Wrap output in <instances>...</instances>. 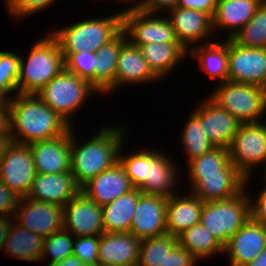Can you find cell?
Listing matches in <instances>:
<instances>
[{
    "mask_svg": "<svg viewBox=\"0 0 266 266\" xmlns=\"http://www.w3.org/2000/svg\"><path fill=\"white\" fill-rule=\"evenodd\" d=\"M55 2L56 0H4L7 11L12 16V19L14 18L17 22L36 14V12L45 10Z\"/></svg>",
    "mask_w": 266,
    "mask_h": 266,
    "instance_id": "cell-41",
    "label": "cell"
},
{
    "mask_svg": "<svg viewBox=\"0 0 266 266\" xmlns=\"http://www.w3.org/2000/svg\"><path fill=\"white\" fill-rule=\"evenodd\" d=\"M178 0H141L139 9L153 14H167L177 6Z\"/></svg>",
    "mask_w": 266,
    "mask_h": 266,
    "instance_id": "cell-46",
    "label": "cell"
},
{
    "mask_svg": "<svg viewBox=\"0 0 266 266\" xmlns=\"http://www.w3.org/2000/svg\"><path fill=\"white\" fill-rule=\"evenodd\" d=\"M103 126L82 144L76 139V130L71 127L70 171L80 187L118 162L120 147L127 139L125 125Z\"/></svg>",
    "mask_w": 266,
    "mask_h": 266,
    "instance_id": "cell-2",
    "label": "cell"
},
{
    "mask_svg": "<svg viewBox=\"0 0 266 266\" xmlns=\"http://www.w3.org/2000/svg\"><path fill=\"white\" fill-rule=\"evenodd\" d=\"M122 30V11L106 17L83 19L66 27L51 30L58 41L64 59L71 53L99 48L111 41Z\"/></svg>",
    "mask_w": 266,
    "mask_h": 266,
    "instance_id": "cell-4",
    "label": "cell"
},
{
    "mask_svg": "<svg viewBox=\"0 0 266 266\" xmlns=\"http://www.w3.org/2000/svg\"><path fill=\"white\" fill-rule=\"evenodd\" d=\"M266 247V226L250 218L226 243L224 254L230 266H245Z\"/></svg>",
    "mask_w": 266,
    "mask_h": 266,
    "instance_id": "cell-19",
    "label": "cell"
},
{
    "mask_svg": "<svg viewBox=\"0 0 266 266\" xmlns=\"http://www.w3.org/2000/svg\"><path fill=\"white\" fill-rule=\"evenodd\" d=\"M139 49L160 80L166 79L188 56V51L180 43H148L140 45Z\"/></svg>",
    "mask_w": 266,
    "mask_h": 266,
    "instance_id": "cell-29",
    "label": "cell"
},
{
    "mask_svg": "<svg viewBox=\"0 0 266 266\" xmlns=\"http://www.w3.org/2000/svg\"><path fill=\"white\" fill-rule=\"evenodd\" d=\"M122 30L127 40L138 47L148 43H179L166 14L164 17L139 8L123 9Z\"/></svg>",
    "mask_w": 266,
    "mask_h": 266,
    "instance_id": "cell-9",
    "label": "cell"
},
{
    "mask_svg": "<svg viewBox=\"0 0 266 266\" xmlns=\"http://www.w3.org/2000/svg\"><path fill=\"white\" fill-rule=\"evenodd\" d=\"M250 200V215L251 218L260 223L263 226H266V187L259 190L258 195L255 197H251L250 193H248Z\"/></svg>",
    "mask_w": 266,
    "mask_h": 266,
    "instance_id": "cell-45",
    "label": "cell"
},
{
    "mask_svg": "<svg viewBox=\"0 0 266 266\" xmlns=\"http://www.w3.org/2000/svg\"><path fill=\"white\" fill-rule=\"evenodd\" d=\"M245 266H266V247L254 260Z\"/></svg>",
    "mask_w": 266,
    "mask_h": 266,
    "instance_id": "cell-51",
    "label": "cell"
},
{
    "mask_svg": "<svg viewBox=\"0 0 266 266\" xmlns=\"http://www.w3.org/2000/svg\"><path fill=\"white\" fill-rule=\"evenodd\" d=\"M218 0H178L177 6L203 11L213 16Z\"/></svg>",
    "mask_w": 266,
    "mask_h": 266,
    "instance_id": "cell-47",
    "label": "cell"
},
{
    "mask_svg": "<svg viewBox=\"0 0 266 266\" xmlns=\"http://www.w3.org/2000/svg\"><path fill=\"white\" fill-rule=\"evenodd\" d=\"M44 237L21 227L13 220L4 242L6 255L24 261L40 262L43 254Z\"/></svg>",
    "mask_w": 266,
    "mask_h": 266,
    "instance_id": "cell-31",
    "label": "cell"
},
{
    "mask_svg": "<svg viewBox=\"0 0 266 266\" xmlns=\"http://www.w3.org/2000/svg\"><path fill=\"white\" fill-rule=\"evenodd\" d=\"M127 37L121 30L111 41L96 52L94 88L102 95L115 93V75L121 46Z\"/></svg>",
    "mask_w": 266,
    "mask_h": 266,
    "instance_id": "cell-27",
    "label": "cell"
},
{
    "mask_svg": "<svg viewBox=\"0 0 266 266\" xmlns=\"http://www.w3.org/2000/svg\"><path fill=\"white\" fill-rule=\"evenodd\" d=\"M189 194L172 195L167 202L166 231L177 237L183 231L200 223L204 202L187 191ZM184 195V196H183Z\"/></svg>",
    "mask_w": 266,
    "mask_h": 266,
    "instance_id": "cell-26",
    "label": "cell"
},
{
    "mask_svg": "<svg viewBox=\"0 0 266 266\" xmlns=\"http://www.w3.org/2000/svg\"><path fill=\"white\" fill-rule=\"evenodd\" d=\"M167 14L166 16L172 23L178 42L187 51L191 49L192 45L196 46V44L201 45L210 42L212 34L215 35L212 16L208 13L176 6Z\"/></svg>",
    "mask_w": 266,
    "mask_h": 266,
    "instance_id": "cell-16",
    "label": "cell"
},
{
    "mask_svg": "<svg viewBox=\"0 0 266 266\" xmlns=\"http://www.w3.org/2000/svg\"><path fill=\"white\" fill-rule=\"evenodd\" d=\"M184 128H181L180 141L186 152L187 164L212 151L215 145L205 135L200 119L191 111Z\"/></svg>",
    "mask_w": 266,
    "mask_h": 266,
    "instance_id": "cell-33",
    "label": "cell"
},
{
    "mask_svg": "<svg viewBox=\"0 0 266 266\" xmlns=\"http://www.w3.org/2000/svg\"><path fill=\"white\" fill-rule=\"evenodd\" d=\"M192 112L200 119L205 135L215 147L228 149L242 123L209 96Z\"/></svg>",
    "mask_w": 266,
    "mask_h": 266,
    "instance_id": "cell-14",
    "label": "cell"
},
{
    "mask_svg": "<svg viewBox=\"0 0 266 266\" xmlns=\"http://www.w3.org/2000/svg\"><path fill=\"white\" fill-rule=\"evenodd\" d=\"M29 145L6 142L0 155V178L19 196L26 197L36 176Z\"/></svg>",
    "mask_w": 266,
    "mask_h": 266,
    "instance_id": "cell-10",
    "label": "cell"
},
{
    "mask_svg": "<svg viewBox=\"0 0 266 266\" xmlns=\"http://www.w3.org/2000/svg\"><path fill=\"white\" fill-rule=\"evenodd\" d=\"M47 266H65L63 261L55 262V263H48Z\"/></svg>",
    "mask_w": 266,
    "mask_h": 266,
    "instance_id": "cell-53",
    "label": "cell"
},
{
    "mask_svg": "<svg viewBox=\"0 0 266 266\" xmlns=\"http://www.w3.org/2000/svg\"><path fill=\"white\" fill-rule=\"evenodd\" d=\"M19 67L20 55L15 51H0V98L4 101H10L13 95L18 94Z\"/></svg>",
    "mask_w": 266,
    "mask_h": 266,
    "instance_id": "cell-38",
    "label": "cell"
},
{
    "mask_svg": "<svg viewBox=\"0 0 266 266\" xmlns=\"http://www.w3.org/2000/svg\"><path fill=\"white\" fill-rule=\"evenodd\" d=\"M24 59L20 56L18 94H36L65 69L59 43L50 33L36 40Z\"/></svg>",
    "mask_w": 266,
    "mask_h": 266,
    "instance_id": "cell-3",
    "label": "cell"
},
{
    "mask_svg": "<svg viewBox=\"0 0 266 266\" xmlns=\"http://www.w3.org/2000/svg\"><path fill=\"white\" fill-rule=\"evenodd\" d=\"M132 189L134 186L119 161L81 187V191L101 207Z\"/></svg>",
    "mask_w": 266,
    "mask_h": 266,
    "instance_id": "cell-21",
    "label": "cell"
},
{
    "mask_svg": "<svg viewBox=\"0 0 266 266\" xmlns=\"http://www.w3.org/2000/svg\"><path fill=\"white\" fill-rule=\"evenodd\" d=\"M263 174L264 173H266V165H265V171L264 172H262ZM265 178H266V174H265V176H264ZM264 181H266V179L264 180ZM265 187H266V183H265Z\"/></svg>",
    "mask_w": 266,
    "mask_h": 266,
    "instance_id": "cell-56",
    "label": "cell"
},
{
    "mask_svg": "<svg viewBox=\"0 0 266 266\" xmlns=\"http://www.w3.org/2000/svg\"><path fill=\"white\" fill-rule=\"evenodd\" d=\"M188 56L198 59L202 72L216 81V85L228 80V39L221 44L210 41L201 45L192 46Z\"/></svg>",
    "mask_w": 266,
    "mask_h": 266,
    "instance_id": "cell-28",
    "label": "cell"
},
{
    "mask_svg": "<svg viewBox=\"0 0 266 266\" xmlns=\"http://www.w3.org/2000/svg\"><path fill=\"white\" fill-rule=\"evenodd\" d=\"M190 192L203 202L227 200L245 189L247 178L241 172L188 174Z\"/></svg>",
    "mask_w": 266,
    "mask_h": 266,
    "instance_id": "cell-15",
    "label": "cell"
},
{
    "mask_svg": "<svg viewBox=\"0 0 266 266\" xmlns=\"http://www.w3.org/2000/svg\"><path fill=\"white\" fill-rule=\"evenodd\" d=\"M234 166L248 179L253 178L254 168L266 165L265 121L241 124L228 148Z\"/></svg>",
    "mask_w": 266,
    "mask_h": 266,
    "instance_id": "cell-8",
    "label": "cell"
},
{
    "mask_svg": "<svg viewBox=\"0 0 266 266\" xmlns=\"http://www.w3.org/2000/svg\"><path fill=\"white\" fill-rule=\"evenodd\" d=\"M10 141L29 145L64 135L72 126L36 94H16L9 101Z\"/></svg>",
    "mask_w": 266,
    "mask_h": 266,
    "instance_id": "cell-1",
    "label": "cell"
},
{
    "mask_svg": "<svg viewBox=\"0 0 266 266\" xmlns=\"http://www.w3.org/2000/svg\"><path fill=\"white\" fill-rule=\"evenodd\" d=\"M4 145H5V142L2 139H0V155L2 153V149Z\"/></svg>",
    "mask_w": 266,
    "mask_h": 266,
    "instance_id": "cell-54",
    "label": "cell"
},
{
    "mask_svg": "<svg viewBox=\"0 0 266 266\" xmlns=\"http://www.w3.org/2000/svg\"><path fill=\"white\" fill-rule=\"evenodd\" d=\"M141 194L140 189L134 188L113 202L102 206L104 232L128 233L130 231Z\"/></svg>",
    "mask_w": 266,
    "mask_h": 266,
    "instance_id": "cell-30",
    "label": "cell"
},
{
    "mask_svg": "<svg viewBox=\"0 0 266 266\" xmlns=\"http://www.w3.org/2000/svg\"><path fill=\"white\" fill-rule=\"evenodd\" d=\"M160 79L150 69L138 46L128 40L121 46L115 75V91L123 86L145 84Z\"/></svg>",
    "mask_w": 266,
    "mask_h": 266,
    "instance_id": "cell-24",
    "label": "cell"
},
{
    "mask_svg": "<svg viewBox=\"0 0 266 266\" xmlns=\"http://www.w3.org/2000/svg\"><path fill=\"white\" fill-rule=\"evenodd\" d=\"M14 221L45 238L63 229V207L23 197Z\"/></svg>",
    "mask_w": 266,
    "mask_h": 266,
    "instance_id": "cell-13",
    "label": "cell"
},
{
    "mask_svg": "<svg viewBox=\"0 0 266 266\" xmlns=\"http://www.w3.org/2000/svg\"><path fill=\"white\" fill-rule=\"evenodd\" d=\"M74 236L64 229L45 237L43 254L40 259H50L49 263H55L64 260L66 257L73 255ZM48 255V256H47ZM51 255V258H49Z\"/></svg>",
    "mask_w": 266,
    "mask_h": 266,
    "instance_id": "cell-39",
    "label": "cell"
},
{
    "mask_svg": "<svg viewBox=\"0 0 266 266\" xmlns=\"http://www.w3.org/2000/svg\"><path fill=\"white\" fill-rule=\"evenodd\" d=\"M228 80L266 89V48L245 47L228 39Z\"/></svg>",
    "mask_w": 266,
    "mask_h": 266,
    "instance_id": "cell-11",
    "label": "cell"
},
{
    "mask_svg": "<svg viewBox=\"0 0 266 266\" xmlns=\"http://www.w3.org/2000/svg\"><path fill=\"white\" fill-rule=\"evenodd\" d=\"M65 266H97V263H80V260L78 257L72 255L69 257H66L64 260H62Z\"/></svg>",
    "mask_w": 266,
    "mask_h": 266,
    "instance_id": "cell-50",
    "label": "cell"
},
{
    "mask_svg": "<svg viewBox=\"0 0 266 266\" xmlns=\"http://www.w3.org/2000/svg\"><path fill=\"white\" fill-rule=\"evenodd\" d=\"M208 95L242 124L263 121L266 114V89L257 85L227 80Z\"/></svg>",
    "mask_w": 266,
    "mask_h": 266,
    "instance_id": "cell-7",
    "label": "cell"
},
{
    "mask_svg": "<svg viewBox=\"0 0 266 266\" xmlns=\"http://www.w3.org/2000/svg\"><path fill=\"white\" fill-rule=\"evenodd\" d=\"M140 242L141 240L130 232H104L100 235L97 263L113 266H137Z\"/></svg>",
    "mask_w": 266,
    "mask_h": 266,
    "instance_id": "cell-23",
    "label": "cell"
},
{
    "mask_svg": "<svg viewBox=\"0 0 266 266\" xmlns=\"http://www.w3.org/2000/svg\"><path fill=\"white\" fill-rule=\"evenodd\" d=\"M96 62V52L84 50L83 52L71 53L65 59V69L76 74L78 77L87 80L94 87Z\"/></svg>",
    "mask_w": 266,
    "mask_h": 266,
    "instance_id": "cell-40",
    "label": "cell"
},
{
    "mask_svg": "<svg viewBox=\"0 0 266 266\" xmlns=\"http://www.w3.org/2000/svg\"><path fill=\"white\" fill-rule=\"evenodd\" d=\"M37 174H61L71 168V128L59 137L29 144Z\"/></svg>",
    "mask_w": 266,
    "mask_h": 266,
    "instance_id": "cell-18",
    "label": "cell"
},
{
    "mask_svg": "<svg viewBox=\"0 0 266 266\" xmlns=\"http://www.w3.org/2000/svg\"><path fill=\"white\" fill-rule=\"evenodd\" d=\"M100 235L75 237L73 255L78 257L80 263H97Z\"/></svg>",
    "mask_w": 266,
    "mask_h": 266,
    "instance_id": "cell-42",
    "label": "cell"
},
{
    "mask_svg": "<svg viewBox=\"0 0 266 266\" xmlns=\"http://www.w3.org/2000/svg\"><path fill=\"white\" fill-rule=\"evenodd\" d=\"M250 180L251 178L246 180L245 189L237 196L203 204L200 223L223 246L251 218L247 188Z\"/></svg>",
    "mask_w": 266,
    "mask_h": 266,
    "instance_id": "cell-5",
    "label": "cell"
},
{
    "mask_svg": "<svg viewBox=\"0 0 266 266\" xmlns=\"http://www.w3.org/2000/svg\"><path fill=\"white\" fill-rule=\"evenodd\" d=\"M0 139L10 141V106L9 101L0 102Z\"/></svg>",
    "mask_w": 266,
    "mask_h": 266,
    "instance_id": "cell-48",
    "label": "cell"
},
{
    "mask_svg": "<svg viewBox=\"0 0 266 266\" xmlns=\"http://www.w3.org/2000/svg\"><path fill=\"white\" fill-rule=\"evenodd\" d=\"M119 1V3L122 1L123 4H129L131 5L130 7L128 8H138L139 7V4L141 3V0H117V2Z\"/></svg>",
    "mask_w": 266,
    "mask_h": 266,
    "instance_id": "cell-52",
    "label": "cell"
},
{
    "mask_svg": "<svg viewBox=\"0 0 266 266\" xmlns=\"http://www.w3.org/2000/svg\"><path fill=\"white\" fill-rule=\"evenodd\" d=\"M100 94L87 80L66 69L51 79L36 95L72 127L73 115L92 95Z\"/></svg>",
    "mask_w": 266,
    "mask_h": 266,
    "instance_id": "cell-6",
    "label": "cell"
},
{
    "mask_svg": "<svg viewBox=\"0 0 266 266\" xmlns=\"http://www.w3.org/2000/svg\"><path fill=\"white\" fill-rule=\"evenodd\" d=\"M22 197L10 190L0 178V215L14 218Z\"/></svg>",
    "mask_w": 266,
    "mask_h": 266,
    "instance_id": "cell-43",
    "label": "cell"
},
{
    "mask_svg": "<svg viewBox=\"0 0 266 266\" xmlns=\"http://www.w3.org/2000/svg\"><path fill=\"white\" fill-rule=\"evenodd\" d=\"M81 191L71 171L61 174H36L26 198L65 206Z\"/></svg>",
    "mask_w": 266,
    "mask_h": 266,
    "instance_id": "cell-22",
    "label": "cell"
},
{
    "mask_svg": "<svg viewBox=\"0 0 266 266\" xmlns=\"http://www.w3.org/2000/svg\"><path fill=\"white\" fill-rule=\"evenodd\" d=\"M263 0H218L212 16L214 33L227 30L226 39H232L254 16Z\"/></svg>",
    "mask_w": 266,
    "mask_h": 266,
    "instance_id": "cell-25",
    "label": "cell"
},
{
    "mask_svg": "<svg viewBox=\"0 0 266 266\" xmlns=\"http://www.w3.org/2000/svg\"><path fill=\"white\" fill-rule=\"evenodd\" d=\"M187 165L188 174L240 172L231 162L228 149L223 147H216Z\"/></svg>",
    "mask_w": 266,
    "mask_h": 266,
    "instance_id": "cell-36",
    "label": "cell"
},
{
    "mask_svg": "<svg viewBox=\"0 0 266 266\" xmlns=\"http://www.w3.org/2000/svg\"><path fill=\"white\" fill-rule=\"evenodd\" d=\"M14 218L0 215V250H4V242L13 225Z\"/></svg>",
    "mask_w": 266,
    "mask_h": 266,
    "instance_id": "cell-49",
    "label": "cell"
},
{
    "mask_svg": "<svg viewBox=\"0 0 266 266\" xmlns=\"http://www.w3.org/2000/svg\"><path fill=\"white\" fill-rule=\"evenodd\" d=\"M167 202L165 197L142 193L129 232L140 240L167 234Z\"/></svg>",
    "mask_w": 266,
    "mask_h": 266,
    "instance_id": "cell-17",
    "label": "cell"
},
{
    "mask_svg": "<svg viewBox=\"0 0 266 266\" xmlns=\"http://www.w3.org/2000/svg\"><path fill=\"white\" fill-rule=\"evenodd\" d=\"M63 229L74 237L101 235L102 207L80 191L63 206Z\"/></svg>",
    "mask_w": 266,
    "mask_h": 266,
    "instance_id": "cell-12",
    "label": "cell"
},
{
    "mask_svg": "<svg viewBox=\"0 0 266 266\" xmlns=\"http://www.w3.org/2000/svg\"><path fill=\"white\" fill-rule=\"evenodd\" d=\"M197 262L187 249L177 244L168 252L162 266H195Z\"/></svg>",
    "mask_w": 266,
    "mask_h": 266,
    "instance_id": "cell-44",
    "label": "cell"
},
{
    "mask_svg": "<svg viewBox=\"0 0 266 266\" xmlns=\"http://www.w3.org/2000/svg\"><path fill=\"white\" fill-rule=\"evenodd\" d=\"M177 244V237L171 234L141 240L137 266H162L168 252Z\"/></svg>",
    "mask_w": 266,
    "mask_h": 266,
    "instance_id": "cell-34",
    "label": "cell"
},
{
    "mask_svg": "<svg viewBox=\"0 0 266 266\" xmlns=\"http://www.w3.org/2000/svg\"><path fill=\"white\" fill-rule=\"evenodd\" d=\"M175 159L167 153L150 150V172L146 182L139 188L143 194L161 196L169 199L178 193L180 170ZM176 188V190H175Z\"/></svg>",
    "mask_w": 266,
    "mask_h": 266,
    "instance_id": "cell-20",
    "label": "cell"
},
{
    "mask_svg": "<svg viewBox=\"0 0 266 266\" xmlns=\"http://www.w3.org/2000/svg\"><path fill=\"white\" fill-rule=\"evenodd\" d=\"M124 144L125 142L120 147L118 161L129 176L134 188L139 189L149 177L150 149L142 148V150L131 152V154H123Z\"/></svg>",
    "mask_w": 266,
    "mask_h": 266,
    "instance_id": "cell-37",
    "label": "cell"
},
{
    "mask_svg": "<svg viewBox=\"0 0 266 266\" xmlns=\"http://www.w3.org/2000/svg\"><path fill=\"white\" fill-rule=\"evenodd\" d=\"M97 266H113V265H109V264H99V263H97Z\"/></svg>",
    "mask_w": 266,
    "mask_h": 266,
    "instance_id": "cell-55",
    "label": "cell"
},
{
    "mask_svg": "<svg viewBox=\"0 0 266 266\" xmlns=\"http://www.w3.org/2000/svg\"><path fill=\"white\" fill-rule=\"evenodd\" d=\"M177 240L197 261L224 254V246L201 223L183 231Z\"/></svg>",
    "mask_w": 266,
    "mask_h": 266,
    "instance_id": "cell-32",
    "label": "cell"
},
{
    "mask_svg": "<svg viewBox=\"0 0 266 266\" xmlns=\"http://www.w3.org/2000/svg\"><path fill=\"white\" fill-rule=\"evenodd\" d=\"M232 40L245 47L266 48V0L261 2L251 20L233 36Z\"/></svg>",
    "mask_w": 266,
    "mask_h": 266,
    "instance_id": "cell-35",
    "label": "cell"
}]
</instances>
